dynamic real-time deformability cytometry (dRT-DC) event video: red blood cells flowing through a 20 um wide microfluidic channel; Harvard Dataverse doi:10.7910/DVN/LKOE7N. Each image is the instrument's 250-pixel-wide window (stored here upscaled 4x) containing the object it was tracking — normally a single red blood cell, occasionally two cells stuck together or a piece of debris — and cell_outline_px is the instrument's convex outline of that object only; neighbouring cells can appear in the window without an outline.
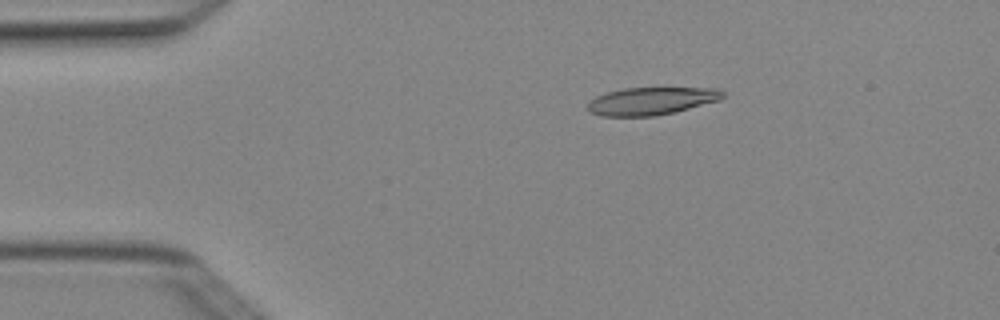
{"species": "Egyptian fruit bat (a non-hibernating species)", "species_latin": "Rousettus aegyptiacus", "temperature_condition": "cold", "stored_images_in_passage": 5, "camera_frame_rate_fps": 3000, "um_per_image_px": 0.085, "animal": {"sex": "female"}, "frame": {"image": 1, "passage_image": 2, "time_ms": 0.333, "image_size_px": [1000, 320], "cell_outline_px": [[724, 96], [720, 100], [656, 116], [600, 116], [588, 112], [588, 104], [596, 96], [608, 92], [624, 88], [720, 88], [724, 92]], "centroid_in_image_um": [55.36, 8.58], "position_along_channel_um": 29.6, "area_um2": 21.62}}
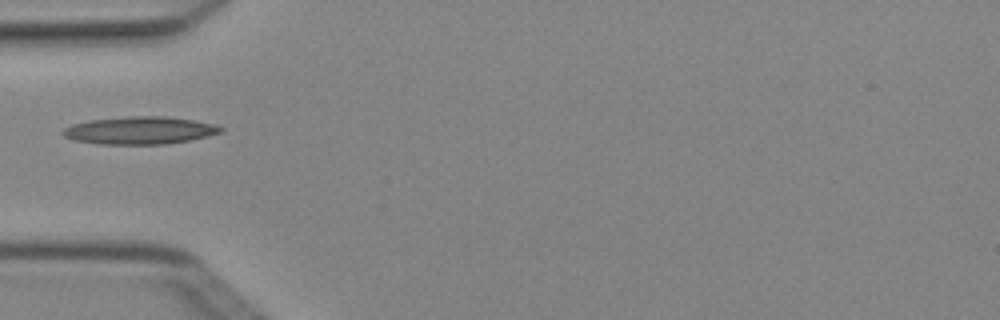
{"frame": {"image": 2, "passage_image": 4, "time_ms": 1.0, "image_size_px": [1000, 320], "cell_outline_px": [[224, 132], [208, 136], [168, 144], [96, 144], [72, 140], [64, 136], [60, 132], [64, 128], [72, 124], [92, 120], [128, 116], [164, 116], [192, 120], [216, 124], [224, 128]], "centroid_in_image_um": [11.88, 11.09], "position_along_channel_um": 73.1, "area_um2": 25.49}}
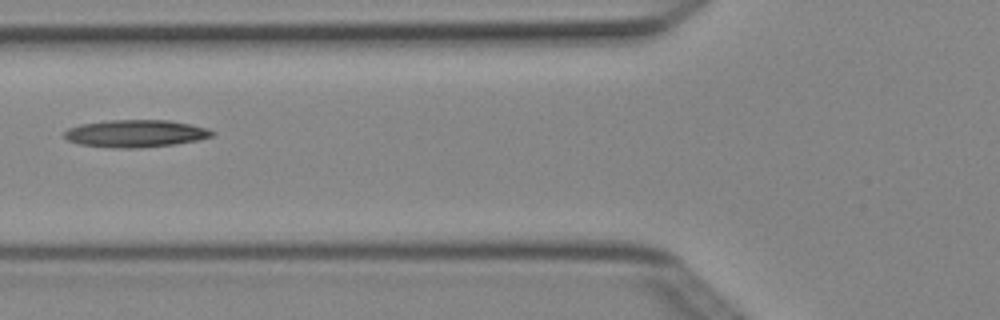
{"frame": {"image": 3, "passage_image": 5, "time_ms": 1.333, "image_size_px": [1000, 320], "cell_outline_px": [[216, 132], [212, 136], [196, 140], [172, 144], [140, 148], [112, 148], [80, 144], [68, 140], [64, 136], [64, 132], [68, 128], [80, 124], [108, 120], [168, 120], [208, 128]], "centroid_in_image_um": [11.5, 11.34], "position_along_channel_um": 114.3, "area_um2": 23.47}}